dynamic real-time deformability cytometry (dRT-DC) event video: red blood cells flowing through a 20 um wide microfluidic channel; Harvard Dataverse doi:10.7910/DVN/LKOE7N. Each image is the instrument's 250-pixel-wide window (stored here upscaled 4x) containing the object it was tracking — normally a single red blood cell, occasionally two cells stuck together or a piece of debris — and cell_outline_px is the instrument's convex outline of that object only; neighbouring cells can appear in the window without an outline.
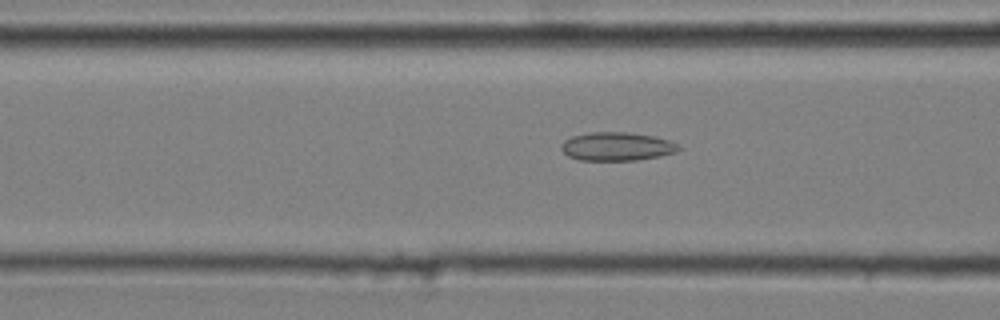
{"species": "common noctule bat (a hibernating species)", "species_latin": "Nyctalus noctula", "temperature_condition": "cold", "stored_images_in_passage": 50, "camera_frame_rate_fps": 3000, "um_per_image_px": 0.085, "animal": {"sex": "male", "body_mass_g": 20.4}, "frame": {"image": 1, "passage_image": 21, "time_ms": 6.667, "image_size_px": [1000, 320], "cell_outline_px": [[680, 148], [676, 152], [660, 156], [636, 160], [580, 160], [568, 156], [560, 148], [560, 144], [564, 140], [572, 136], [592, 132], [628, 132], [652, 136], [668, 140], [676, 144]], "centroid_in_image_um": [52.39, 12.45], "position_along_channel_um": 114.2, "area_um2": 19.36}}
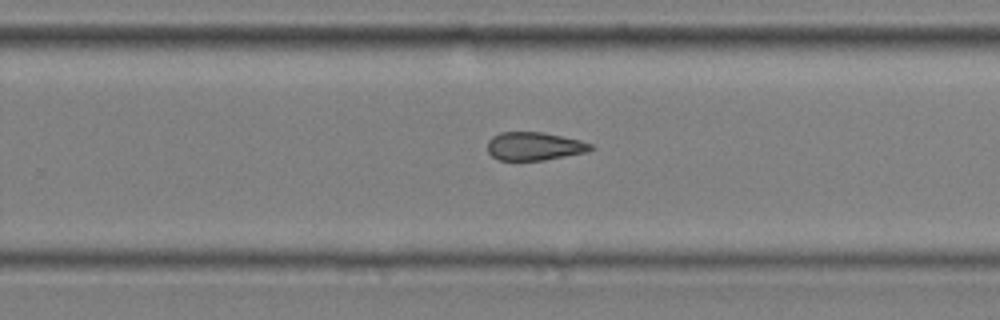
{"frame": {"image": 2, "passage_image": 35, "time_ms": 11.333, "image_size_px": [1000, 320], "cell_outline_px": [[596, 148], [588, 152], [544, 160], [500, 160], [492, 156], [488, 152], [488, 140], [492, 136], [500, 132], [544, 132], [580, 140], [592, 144]], "centroid_in_image_um": [45.44, 12.42], "position_along_channel_um": 284.4, "area_um2": 17.11}}
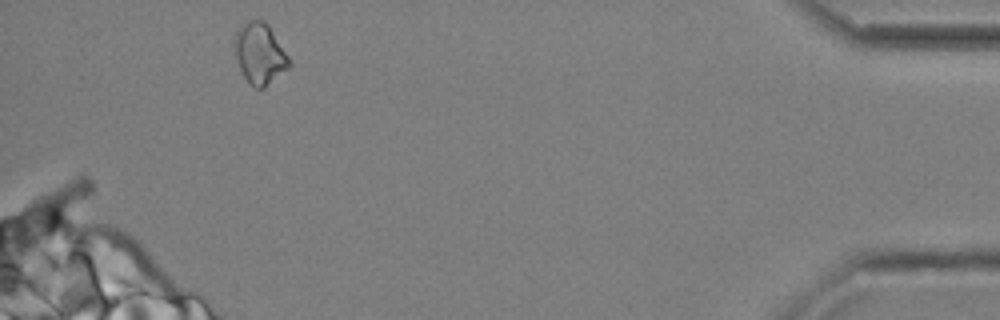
{"frame": {"image": 3, "passage_image": 50, "time_ms": 16.333, "image_size_px": [1000, 320], "cell_outline_px": [[292, 64], [288, 68], [264, 88], [256, 88], [244, 76], [232, 52], [232, 44], [236, 32], [244, 20], [264, 20], [268, 24], [288, 56]], "centroid_in_image_um": [22.04, 4.52], "position_along_channel_um": 413.2, "area_um2": 19.54}, "authors_computed_cell_mechanics": {"area_um2": 18.6116, "velocity_mm_per_s": 3.6533, "shape_relaxation_time_tau1_ms": null, "shape_relaxation_time_tau2_ms": 3.575, "deformation_change_tau1": null, "deformation_change_tau2": 0.12}}